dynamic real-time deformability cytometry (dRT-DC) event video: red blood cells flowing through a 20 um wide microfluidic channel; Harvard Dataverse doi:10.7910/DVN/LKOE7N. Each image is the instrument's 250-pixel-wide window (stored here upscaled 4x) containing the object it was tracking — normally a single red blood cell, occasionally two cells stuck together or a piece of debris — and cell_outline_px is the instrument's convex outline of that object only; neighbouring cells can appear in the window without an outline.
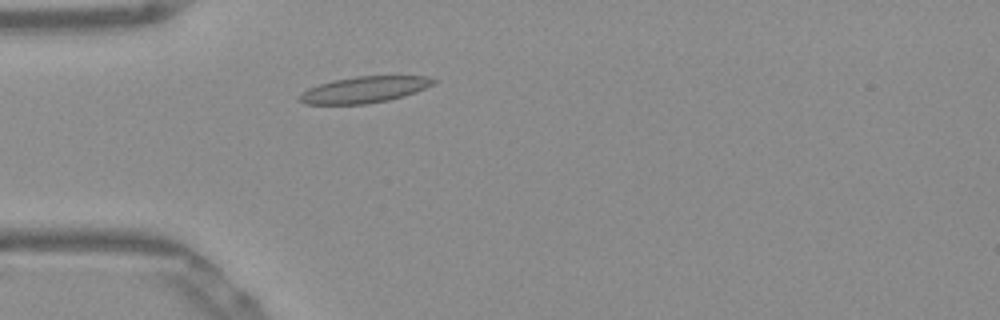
{"species": "Egyptian fruit bat (a non-hibernating species)", "species_latin": "Rousettus aegyptiacus", "temperature_condition": "warm", "stored_images_in_passage": 46, "camera_frame_rate_fps": 3000, "um_per_image_px": 0.085, "frame": {"image": 1, "passage_image": 9, "time_ms": 2.667, "image_size_px": [1000, 320], "cell_outline_px": [[436, 80], [432, 84], [416, 92], [404, 96], [388, 100], [364, 104], [304, 104], [300, 100], [300, 96], [308, 88], [332, 80], [356, 76], [428, 76]], "centroid_in_image_um": [30.97, 7.61], "position_along_channel_um": 54.0, "area_um2": 20.29}}
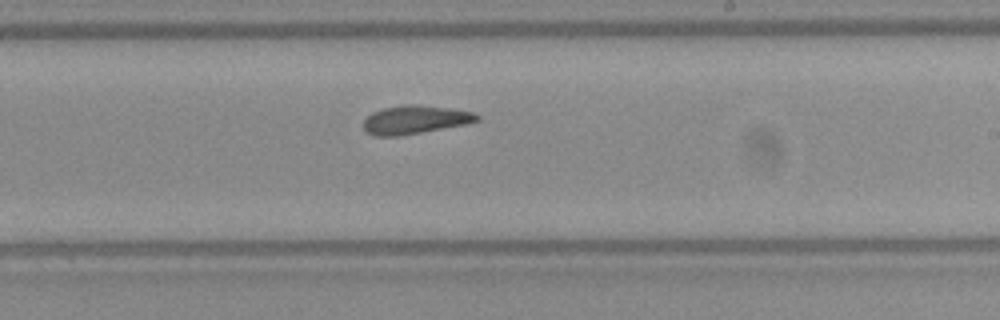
{"frame": {"image": 2, "passage_image": 25, "time_ms": 8.0, "image_size_px": [1000, 320], "cell_outline_px": [[480, 120], [468, 124], [400, 136], [372, 136], [364, 132], [364, 120], [372, 112], [384, 108], [408, 104], [448, 108], [472, 112], [480, 116]], "centroid_in_image_um": [35.26, 10.19], "position_along_channel_um": 253.7, "area_um2": 18.79}}
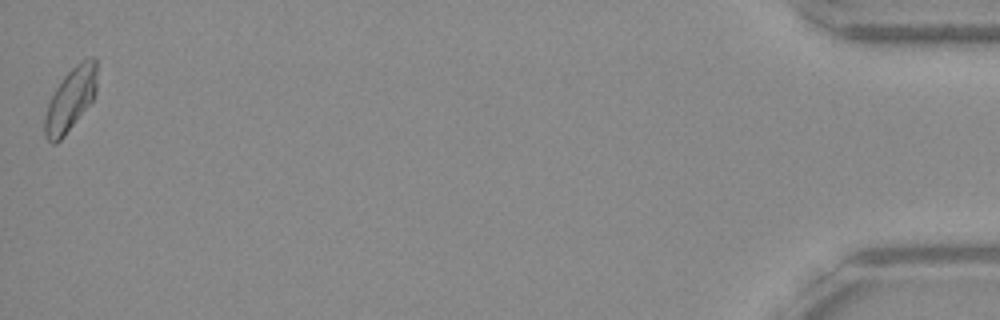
{"frame": {"image": 3, "passage_image": 46, "time_ms": 15.0, "image_size_px": [1000, 320], "cell_outline_px": [[96, 92], [92, 100], [64, 136], [56, 144], [52, 144], [44, 136], [44, 116], [48, 104], [56, 88], [64, 76], [76, 64], [92, 56], [96, 56]], "centroid_in_image_um": [5.98, 8.46], "position_along_channel_um": 429.2, "area_um2": 18.9}, "authors_computed_cell_mechanics": {"area_um2": 18.8717, "velocity_mm_per_s": 3.865, "shape_relaxation_time_tau1_ms": null, "shape_relaxation_time_tau2_ms": 4.7279, "deformation_change_tau1": null, "deformation_change_tau2": 0.1312}}